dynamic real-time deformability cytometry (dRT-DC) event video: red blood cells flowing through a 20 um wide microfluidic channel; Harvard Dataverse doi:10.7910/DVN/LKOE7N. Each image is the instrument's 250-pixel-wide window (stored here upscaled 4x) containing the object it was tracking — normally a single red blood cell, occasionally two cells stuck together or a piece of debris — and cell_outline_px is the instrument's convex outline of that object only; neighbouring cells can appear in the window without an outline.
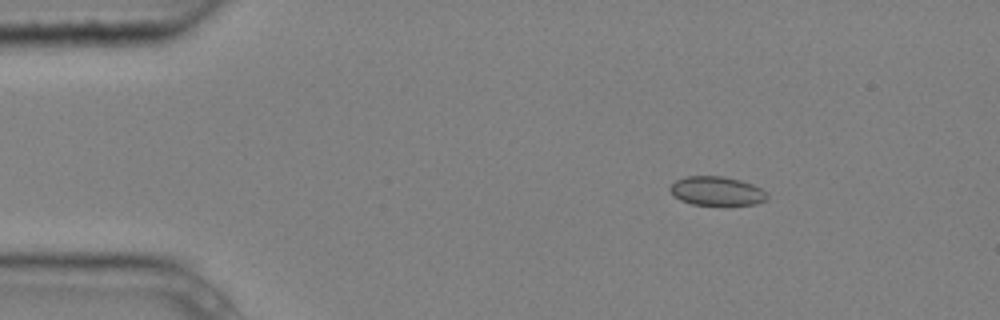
{"species": "common noctule bat (a hibernating species)", "species_latin": "Nyctalus noctula", "temperature_condition": "cold", "stored_images_in_passage": 6, "camera_frame_rate_fps": 3000, "um_per_image_px": 0.085, "animal": {"sex": "male", "body_mass_g": 20.4}, "frame": {"image": 1, "passage_image": 2, "time_ms": 0.333, "image_size_px": [1000, 320], "cell_outline_px": [[768, 200], [756, 204], [724, 208], [692, 204], [680, 200], [668, 188], [676, 180], [688, 176], [724, 176], [740, 180], [752, 184], [760, 188], [768, 196]], "centroid_in_image_um": [60.97, 16.29], "position_along_channel_um": 24.0, "area_um2": 17.05}}
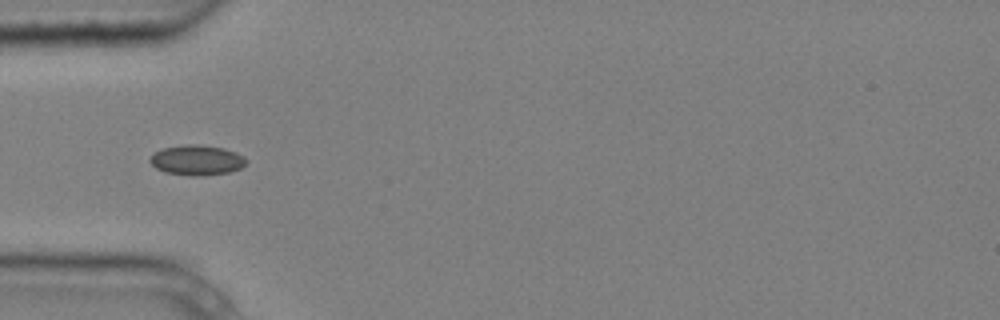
{"frame": {"image": 2, "passage_image": 4, "time_ms": 1.0, "image_size_px": [1000, 320], "cell_outline_px": [[248, 160], [240, 168], [228, 172], [196, 176], [164, 172], [156, 168], [148, 160], [156, 152], [164, 148], [184, 144], [200, 144], [224, 148], [236, 152], [244, 156]], "centroid_in_image_um": [16.74, 13.59], "position_along_channel_um": 68.3, "area_um2": 16.76}}
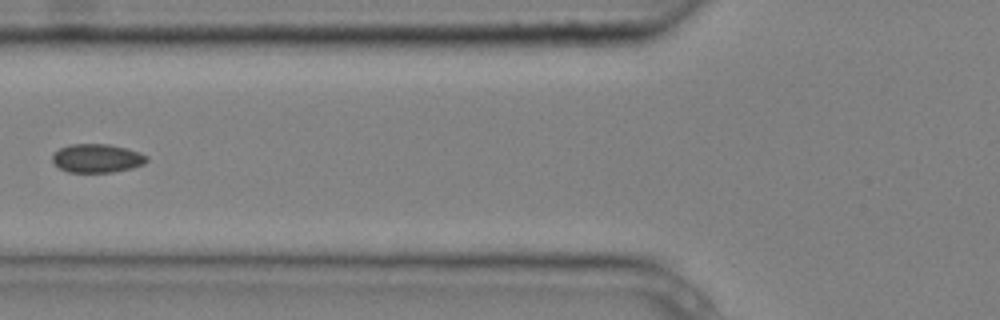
{"frame": {"image": 3, "passage_image": 5, "time_ms": 1.333, "image_size_px": [1000, 320], "cell_outline_px": [[148, 160], [144, 164], [132, 168], [112, 172], [68, 172], [60, 168], [52, 160], [52, 156], [60, 148], [72, 144], [108, 144], [140, 152], [148, 156]], "centroid_in_image_um": [8.27, 13.45], "position_along_channel_um": 117.5, "area_um2": 15.61}}